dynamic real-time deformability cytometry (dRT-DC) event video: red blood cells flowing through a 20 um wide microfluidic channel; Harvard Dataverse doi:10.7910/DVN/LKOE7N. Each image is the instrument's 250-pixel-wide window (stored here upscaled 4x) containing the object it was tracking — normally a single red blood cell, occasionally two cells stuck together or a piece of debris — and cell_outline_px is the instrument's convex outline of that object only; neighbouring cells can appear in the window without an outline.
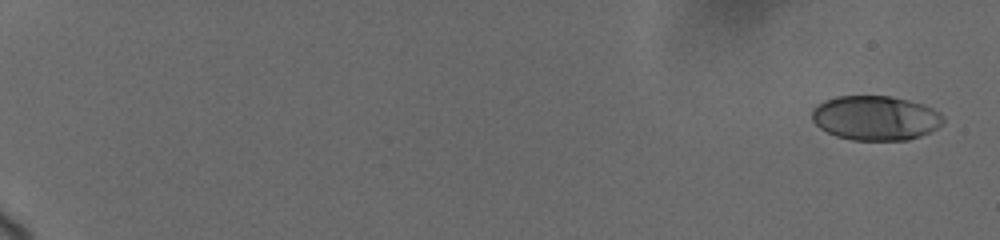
{"species": "human", "species_latin": "Homo sapiens", "temperature_condition": "cold", "stored_images_in_passage": 11, "camera_frame_rate_fps": 3000, "um_per_image_px": 0.085, "donor": {"sex": "female"}, "frame": {"image": 1, "passage_image": 1, "time_ms": 0.0, "image_size_px": [1000, 240], "cell_outline_px": [[944, 120], [936, 128], [920, 136], [908, 140], [852, 140], [836, 136], [820, 128], [812, 120], [812, 108], [816, 104], [824, 100], [836, 96], [888, 96], [908, 100], [932, 108], [940, 112], [944, 116]], "centroid_in_image_um": [74.38, 10.02], "position_along_channel_um": 10.6, "area_um2": 34.04}}
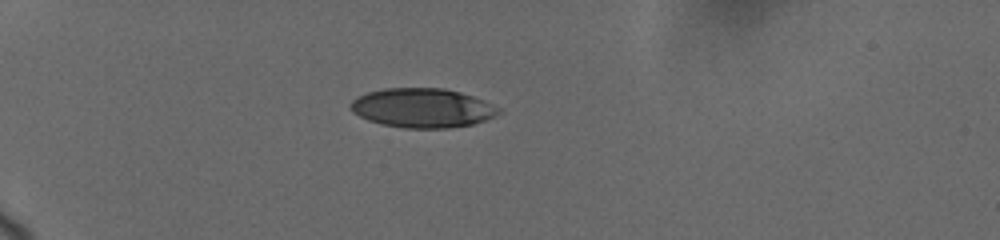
{"frame": {"image": 2, "passage_image": 8, "time_ms": 5.667, "image_size_px": [1000, 240], "cell_outline_px": [[500, 112], [484, 120], [472, 124], [448, 128], [404, 128], [380, 124], [368, 120], [352, 112], [352, 100], [368, 92], [384, 88], [444, 88], [460, 92], [484, 100], [500, 108]], "centroid_in_image_um": [35.9, 9.17], "position_along_channel_um": 49.1, "area_um2": 33.64}}
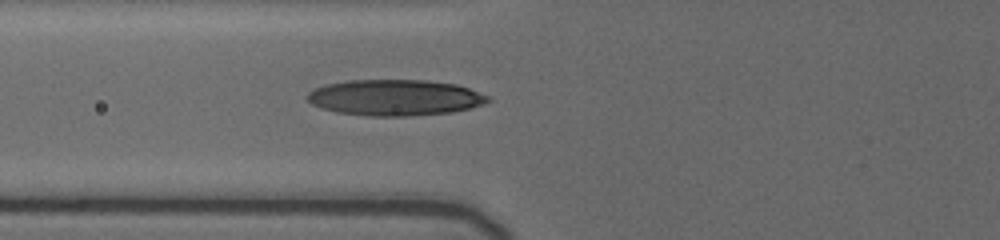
{"frame": {"image": 3, "passage_image": 11, "time_ms": 8.0, "image_size_px": [1000, 240], "cell_outline_px": [[492, 100], [484, 104], [452, 112], [408, 116], [368, 116], [336, 112], [312, 104], [308, 100], [308, 92], [324, 84], [344, 80], [424, 80], [456, 84], [468, 88], [488, 96]], "centroid_in_image_um": [33.56, 8.29], "position_along_channel_um": 92.2, "area_um2": 37.86}}